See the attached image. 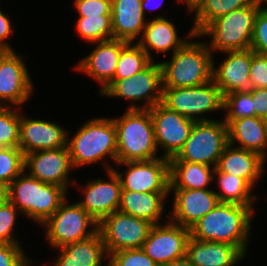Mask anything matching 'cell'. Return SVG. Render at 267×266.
I'll return each instance as SVG.
<instances>
[{"label": "cell", "mask_w": 267, "mask_h": 266, "mask_svg": "<svg viewBox=\"0 0 267 266\" xmlns=\"http://www.w3.org/2000/svg\"><path fill=\"white\" fill-rule=\"evenodd\" d=\"M58 249L61 251L53 266H103L102 258L105 255L109 257L99 232L88 239Z\"/></svg>", "instance_id": "obj_25"}, {"label": "cell", "mask_w": 267, "mask_h": 266, "mask_svg": "<svg viewBox=\"0 0 267 266\" xmlns=\"http://www.w3.org/2000/svg\"><path fill=\"white\" fill-rule=\"evenodd\" d=\"M184 1L188 5L189 12L194 11V9L203 1V0H179Z\"/></svg>", "instance_id": "obj_47"}, {"label": "cell", "mask_w": 267, "mask_h": 266, "mask_svg": "<svg viewBox=\"0 0 267 266\" xmlns=\"http://www.w3.org/2000/svg\"><path fill=\"white\" fill-rule=\"evenodd\" d=\"M245 256L237 247L220 242L199 241L191 236L186 257L194 266H235Z\"/></svg>", "instance_id": "obj_23"}, {"label": "cell", "mask_w": 267, "mask_h": 266, "mask_svg": "<svg viewBox=\"0 0 267 266\" xmlns=\"http://www.w3.org/2000/svg\"><path fill=\"white\" fill-rule=\"evenodd\" d=\"M259 9L256 0L252 5L233 10L207 24L197 35L195 34V37L209 35L211 42L207 46L211 52L250 49L254 22Z\"/></svg>", "instance_id": "obj_6"}, {"label": "cell", "mask_w": 267, "mask_h": 266, "mask_svg": "<svg viewBox=\"0 0 267 266\" xmlns=\"http://www.w3.org/2000/svg\"><path fill=\"white\" fill-rule=\"evenodd\" d=\"M113 122L117 132V163L158 158L150 110H127Z\"/></svg>", "instance_id": "obj_3"}, {"label": "cell", "mask_w": 267, "mask_h": 266, "mask_svg": "<svg viewBox=\"0 0 267 266\" xmlns=\"http://www.w3.org/2000/svg\"><path fill=\"white\" fill-rule=\"evenodd\" d=\"M16 212L17 208L8 199L0 204V243L19 244L13 234Z\"/></svg>", "instance_id": "obj_38"}, {"label": "cell", "mask_w": 267, "mask_h": 266, "mask_svg": "<svg viewBox=\"0 0 267 266\" xmlns=\"http://www.w3.org/2000/svg\"><path fill=\"white\" fill-rule=\"evenodd\" d=\"M23 61L22 56L20 57L14 50L2 61L0 66V106H8V103L20 106L29 99L33 92L34 86Z\"/></svg>", "instance_id": "obj_19"}, {"label": "cell", "mask_w": 267, "mask_h": 266, "mask_svg": "<svg viewBox=\"0 0 267 266\" xmlns=\"http://www.w3.org/2000/svg\"><path fill=\"white\" fill-rule=\"evenodd\" d=\"M24 166V154L19 148H0V181L8 186L25 172Z\"/></svg>", "instance_id": "obj_35"}, {"label": "cell", "mask_w": 267, "mask_h": 266, "mask_svg": "<svg viewBox=\"0 0 267 266\" xmlns=\"http://www.w3.org/2000/svg\"><path fill=\"white\" fill-rule=\"evenodd\" d=\"M164 266H194V265L189 261V259L186 256H184L180 259L173 260Z\"/></svg>", "instance_id": "obj_45"}, {"label": "cell", "mask_w": 267, "mask_h": 266, "mask_svg": "<svg viewBox=\"0 0 267 266\" xmlns=\"http://www.w3.org/2000/svg\"><path fill=\"white\" fill-rule=\"evenodd\" d=\"M24 165L25 169L29 167L30 176L67 190L68 174L73 168L68 146L29 153L24 156Z\"/></svg>", "instance_id": "obj_15"}, {"label": "cell", "mask_w": 267, "mask_h": 266, "mask_svg": "<svg viewBox=\"0 0 267 266\" xmlns=\"http://www.w3.org/2000/svg\"><path fill=\"white\" fill-rule=\"evenodd\" d=\"M68 132L58 125L44 120H35L20 115L19 149L25 155L67 146Z\"/></svg>", "instance_id": "obj_17"}, {"label": "cell", "mask_w": 267, "mask_h": 266, "mask_svg": "<svg viewBox=\"0 0 267 266\" xmlns=\"http://www.w3.org/2000/svg\"><path fill=\"white\" fill-rule=\"evenodd\" d=\"M76 30L90 43L113 39L111 15L78 17Z\"/></svg>", "instance_id": "obj_33"}, {"label": "cell", "mask_w": 267, "mask_h": 266, "mask_svg": "<svg viewBox=\"0 0 267 266\" xmlns=\"http://www.w3.org/2000/svg\"><path fill=\"white\" fill-rule=\"evenodd\" d=\"M20 244L0 243V266H28L30 259Z\"/></svg>", "instance_id": "obj_40"}, {"label": "cell", "mask_w": 267, "mask_h": 266, "mask_svg": "<svg viewBox=\"0 0 267 266\" xmlns=\"http://www.w3.org/2000/svg\"><path fill=\"white\" fill-rule=\"evenodd\" d=\"M162 88L161 65L153 60L146 68L129 78L112 79L100 90V94L126 98L134 103L145 99V106L138 107L134 104L128 110H149L161 102Z\"/></svg>", "instance_id": "obj_9"}, {"label": "cell", "mask_w": 267, "mask_h": 266, "mask_svg": "<svg viewBox=\"0 0 267 266\" xmlns=\"http://www.w3.org/2000/svg\"><path fill=\"white\" fill-rule=\"evenodd\" d=\"M108 260L112 266H158L142 248L113 252Z\"/></svg>", "instance_id": "obj_37"}, {"label": "cell", "mask_w": 267, "mask_h": 266, "mask_svg": "<svg viewBox=\"0 0 267 266\" xmlns=\"http://www.w3.org/2000/svg\"><path fill=\"white\" fill-rule=\"evenodd\" d=\"M93 51L75 67L101 84V90L114 78L121 50L128 42L118 39L99 41Z\"/></svg>", "instance_id": "obj_21"}, {"label": "cell", "mask_w": 267, "mask_h": 266, "mask_svg": "<svg viewBox=\"0 0 267 266\" xmlns=\"http://www.w3.org/2000/svg\"><path fill=\"white\" fill-rule=\"evenodd\" d=\"M161 103L195 122L212 121L201 114L223 110L224 97L213 80L195 87L162 88Z\"/></svg>", "instance_id": "obj_8"}, {"label": "cell", "mask_w": 267, "mask_h": 266, "mask_svg": "<svg viewBox=\"0 0 267 266\" xmlns=\"http://www.w3.org/2000/svg\"><path fill=\"white\" fill-rule=\"evenodd\" d=\"M250 49L255 53L267 55V11L258 10L254 22Z\"/></svg>", "instance_id": "obj_39"}, {"label": "cell", "mask_w": 267, "mask_h": 266, "mask_svg": "<svg viewBox=\"0 0 267 266\" xmlns=\"http://www.w3.org/2000/svg\"><path fill=\"white\" fill-rule=\"evenodd\" d=\"M252 94L255 116L267 118V88H250Z\"/></svg>", "instance_id": "obj_43"}, {"label": "cell", "mask_w": 267, "mask_h": 266, "mask_svg": "<svg viewBox=\"0 0 267 266\" xmlns=\"http://www.w3.org/2000/svg\"><path fill=\"white\" fill-rule=\"evenodd\" d=\"M257 2L261 10L267 11V7H261L262 4H264L263 2H265V5H267V0H257Z\"/></svg>", "instance_id": "obj_50"}, {"label": "cell", "mask_w": 267, "mask_h": 266, "mask_svg": "<svg viewBox=\"0 0 267 266\" xmlns=\"http://www.w3.org/2000/svg\"><path fill=\"white\" fill-rule=\"evenodd\" d=\"M253 213L249 206L219 203L190 228V236L199 241L233 245L245 255Z\"/></svg>", "instance_id": "obj_1"}, {"label": "cell", "mask_w": 267, "mask_h": 266, "mask_svg": "<svg viewBox=\"0 0 267 266\" xmlns=\"http://www.w3.org/2000/svg\"><path fill=\"white\" fill-rule=\"evenodd\" d=\"M228 144V127L221 121L195 122L188 139L169 162L201 163L215 168Z\"/></svg>", "instance_id": "obj_7"}, {"label": "cell", "mask_w": 267, "mask_h": 266, "mask_svg": "<svg viewBox=\"0 0 267 266\" xmlns=\"http://www.w3.org/2000/svg\"><path fill=\"white\" fill-rule=\"evenodd\" d=\"M265 160L264 157L256 152L238 148L237 146L234 148L232 144L228 143L219 158L216 168L220 172L242 178L254 187L256 181L259 180L258 178L261 177Z\"/></svg>", "instance_id": "obj_22"}, {"label": "cell", "mask_w": 267, "mask_h": 266, "mask_svg": "<svg viewBox=\"0 0 267 266\" xmlns=\"http://www.w3.org/2000/svg\"><path fill=\"white\" fill-rule=\"evenodd\" d=\"M228 57L216 69L213 66V81L225 95L236 91H249L251 88L249 72L253 50L223 52Z\"/></svg>", "instance_id": "obj_20"}, {"label": "cell", "mask_w": 267, "mask_h": 266, "mask_svg": "<svg viewBox=\"0 0 267 266\" xmlns=\"http://www.w3.org/2000/svg\"><path fill=\"white\" fill-rule=\"evenodd\" d=\"M142 0H114L111 2L113 39L132 43L144 31L145 17Z\"/></svg>", "instance_id": "obj_24"}, {"label": "cell", "mask_w": 267, "mask_h": 266, "mask_svg": "<svg viewBox=\"0 0 267 266\" xmlns=\"http://www.w3.org/2000/svg\"><path fill=\"white\" fill-rule=\"evenodd\" d=\"M223 109H227L224 122L255 116L253 98L250 91H236L224 96Z\"/></svg>", "instance_id": "obj_34"}, {"label": "cell", "mask_w": 267, "mask_h": 266, "mask_svg": "<svg viewBox=\"0 0 267 266\" xmlns=\"http://www.w3.org/2000/svg\"><path fill=\"white\" fill-rule=\"evenodd\" d=\"M67 146L73 167L92 164L105 156L117 163V132L113 119L89 120L72 137Z\"/></svg>", "instance_id": "obj_5"}, {"label": "cell", "mask_w": 267, "mask_h": 266, "mask_svg": "<svg viewBox=\"0 0 267 266\" xmlns=\"http://www.w3.org/2000/svg\"><path fill=\"white\" fill-rule=\"evenodd\" d=\"M152 1H154V0H142V3H141V8H142V10H143V13H144V16H145V10H146V8L147 9H150L151 10V6L153 5L152 3ZM152 2V3H151ZM163 2V1H162ZM158 7H160L161 6V4H159V5H157ZM157 6H152V9L153 8H158Z\"/></svg>", "instance_id": "obj_48"}, {"label": "cell", "mask_w": 267, "mask_h": 266, "mask_svg": "<svg viewBox=\"0 0 267 266\" xmlns=\"http://www.w3.org/2000/svg\"><path fill=\"white\" fill-rule=\"evenodd\" d=\"M74 5L79 17L111 15L109 0H75Z\"/></svg>", "instance_id": "obj_42"}, {"label": "cell", "mask_w": 267, "mask_h": 266, "mask_svg": "<svg viewBox=\"0 0 267 266\" xmlns=\"http://www.w3.org/2000/svg\"><path fill=\"white\" fill-rule=\"evenodd\" d=\"M154 124L155 142L165 149L163 158L175 157L184 146L195 123L167 108L161 102L149 109Z\"/></svg>", "instance_id": "obj_13"}, {"label": "cell", "mask_w": 267, "mask_h": 266, "mask_svg": "<svg viewBox=\"0 0 267 266\" xmlns=\"http://www.w3.org/2000/svg\"><path fill=\"white\" fill-rule=\"evenodd\" d=\"M256 0H203L194 10L195 22L188 37H195L207 24L233 10L252 5Z\"/></svg>", "instance_id": "obj_31"}, {"label": "cell", "mask_w": 267, "mask_h": 266, "mask_svg": "<svg viewBox=\"0 0 267 266\" xmlns=\"http://www.w3.org/2000/svg\"><path fill=\"white\" fill-rule=\"evenodd\" d=\"M23 175L8 185V200L24 215L43 224L67 198L66 189Z\"/></svg>", "instance_id": "obj_4"}, {"label": "cell", "mask_w": 267, "mask_h": 266, "mask_svg": "<svg viewBox=\"0 0 267 266\" xmlns=\"http://www.w3.org/2000/svg\"><path fill=\"white\" fill-rule=\"evenodd\" d=\"M249 79L251 88H267V55L253 51Z\"/></svg>", "instance_id": "obj_41"}, {"label": "cell", "mask_w": 267, "mask_h": 266, "mask_svg": "<svg viewBox=\"0 0 267 266\" xmlns=\"http://www.w3.org/2000/svg\"><path fill=\"white\" fill-rule=\"evenodd\" d=\"M127 165L125 173L113 169L123 190L145 193H170L169 159L156 158L147 161L117 163ZM125 174V178H123Z\"/></svg>", "instance_id": "obj_12"}, {"label": "cell", "mask_w": 267, "mask_h": 266, "mask_svg": "<svg viewBox=\"0 0 267 266\" xmlns=\"http://www.w3.org/2000/svg\"><path fill=\"white\" fill-rule=\"evenodd\" d=\"M167 195L168 193H139L122 189L118 210L153 224H159Z\"/></svg>", "instance_id": "obj_28"}, {"label": "cell", "mask_w": 267, "mask_h": 266, "mask_svg": "<svg viewBox=\"0 0 267 266\" xmlns=\"http://www.w3.org/2000/svg\"><path fill=\"white\" fill-rule=\"evenodd\" d=\"M141 39L137 44L147 53L153 61L150 50L156 52H168L171 49L172 54L180 49L187 41L180 39L177 35L176 28L171 21L162 16L147 22Z\"/></svg>", "instance_id": "obj_26"}, {"label": "cell", "mask_w": 267, "mask_h": 266, "mask_svg": "<svg viewBox=\"0 0 267 266\" xmlns=\"http://www.w3.org/2000/svg\"><path fill=\"white\" fill-rule=\"evenodd\" d=\"M214 60L207 42H187L172 54L170 61L160 62L163 88L195 87L213 80Z\"/></svg>", "instance_id": "obj_2"}, {"label": "cell", "mask_w": 267, "mask_h": 266, "mask_svg": "<svg viewBox=\"0 0 267 266\" xmlns=\"http://www.w3.org/2000/svg\"><path fill=\"white\" fill-rule=\"evenodd\" d=\"M190 229L169 221L165 225L154 224L142 250L158 265L186 256V246Z\"/></svg>", "instance_id": "obj_14"}, {"label": "cell", "mask_w": 267, "mask_h": 266, "mask_svg": "<svg viewBox=\"0 0 267 266\" xmlns=\"http://www.w3.org/2000/svg\"><path fill=\"white\" fill-rule=\"evenodd\" d=\"M109 182L102 179L90 181L84 190L82 201L77 202L98 223L118 210L121 198V183L110 165L106 166Z\"/></svg>", "instance_id": "obj_16"}, {"label": "cell", "mask_w": 267, "mask_h": 266, "mask_svg": "<svg viewBox=\"0 0 267 266\" xmlns=\"http://www.w3.org/2000/svg\"><path fill=\"white\" fill-rule=\"evenodd\" d=\"M66 200L42 224L47 229L48 242L55 248L88 239L98 232V222L78 203L67 205ZM90 225L93 228L88 230Z\"/></svg>", "instance_id": "obj_10"}, {"label": "cell", "mask_w": 267, "mask_h": 266, "mask_svg": "<svg viewBox=\"0 0 267 266\" xmlns=\"http://www.w3.org/2000/svg\"><path fill=\"white\" fill-rule=\"evenodd\" d=\"M13 50L7 49L5 47L0 46V66L2 61L12 52Z\"/></svg>", "instance_id": "obj_49"}, {"label": "cell", "mask_w": 267, "mask_h": 266, "mask_svg": "<svg viewBox=\"0 0 267 266\" xmlns=\"http://www.w3.org/2000/svg\"><path fill=\"white\" fill-rule=\"evenodd\" d=\"M228 143L237 141L245 150L260 154L266 159L267 138L264 119L256 116L232 120L228 125Z\"/></svg>", "instance_id": "obj_27"}, {"label": "cell", "mask_w": 267, "mask_h": 266, "mask_svg": "<svg viewBox=\"0 0 267 266\" xmlns=\"http://www.w3.org/2000/svg\"><path fill=\"white\" fill-rule=\"evenodd\" d=\"M213 175H217L220 193L215 192L220 203H234L249 206L254 211V201L257 197L251 194L253 187L244 179L228 173L220 172L216 167Z\"/></svg>", "instance_id": "obj_30"}, {"label": "cell", "mask_w": 267, "mask_h": 266, "mask_svg": "<svg viewBox=\"0 0 267 266\" xmlns=\"http://www.w3.org/2000/svg\"><path fill=\"white\" fill-rule=\"evenodd\" d=\"M8 199V186L0 181V204Z\"/></svg>", "instance_id": "obj_46"}, {"label": "cell", "mask_w": 267, "mask_h": 266, "mask_svg": "<svg viewBox=\"0 0 267 266\" xmlns=\"http://www.w3.org/2000/svg\"><path fill=\"white\" fill-rule=\"evenodd\" d=\"M264 123H265V133H266V138H267V118L264 119Z\"/></svg>", "instance_id": "obj_51"}, {"label": "cell", "mask_w": 267, "mask_h": 266, "mask_svg": "<svg viewBox=\"0 0 267 266\" xmlns=\"http://www.w3.org/2000/svg\"><path fill=\"white\" fill-rule=\"evenodd\" d=\"M152 60L138 45L128 43L122 50L113 79L129 78L146 68Z\"/></svg>", "instance_id": "obj_32"}, {"label": "cell", "mask_w": 267, "mask_h": 266, "mask_svg": "<svg viewBox=\"0 0 267 266\" xmlns=\"http://www.w3.org/2000/svg\"><path fill=\"white\" fill-rule=\"evenodd\" d=\"M174 192L173 211L170 220L190 229L199 219L219 203L215 191L209 189H170Z\"/></svg>", "instance_id": "obj_18"}, {"label": "cell", "mask_w": 267, "mask_h": 266, "mask_svg": "<svg viewBox=\"0 0 267 266\" xmlns=\"http://www.w3.org/2000/svg\"><path fill=\"white\" fill-rule=\"evenodd\" d=\"M154 224L119 210L98 223L108 256L125 249H141Z\"/></svg>", "instance_id": "obj_11"}, {"label": "cell", "mask_w": 267, "mask_h": 266, "mask_svg": "<svg viewBox=\"0 0 267 266\" xmlns=\"http://www.w3.org/2000/svg\"><path fill=\"white\" fill-rule=\"evenodd\" d=\"M13 33V28L11 26L10 23V19H8L7 16H5L3 14V11L1 12L0 10V46L1 47H5L7 49L13 50L10 45L8 44V42H4L10 37V35H12Z\"/></svg>", "instance_id": "obj_44"}, {"label": "cell", "mask_w": 267, "mask_h": 266, "mask_svg": "<svg viewBox=\"0 0 267 266\" xmlns=\"http://www.w3.org/2000/svg\"><path fill=\"white\" fill-rule=\"evenodd\" d=\"M0 106V148H19L20 114Z\"/></svg>", "instance_id": "obj_36"}, {"label": "cell", "mask_w": 267, "mask_h": 266, "mask_svg": "<svg viewBox=\"0 0 267 266\" xmlns=\"http://www.w3.org/2000/svg\"><path fill=\"white\" fill-rule=\"evenodd\" d=\"M214 169L201 163L169 162L170 189H207L215 181Z\"/></svg>", "instance_id": "obj_29"}]
</instances>
